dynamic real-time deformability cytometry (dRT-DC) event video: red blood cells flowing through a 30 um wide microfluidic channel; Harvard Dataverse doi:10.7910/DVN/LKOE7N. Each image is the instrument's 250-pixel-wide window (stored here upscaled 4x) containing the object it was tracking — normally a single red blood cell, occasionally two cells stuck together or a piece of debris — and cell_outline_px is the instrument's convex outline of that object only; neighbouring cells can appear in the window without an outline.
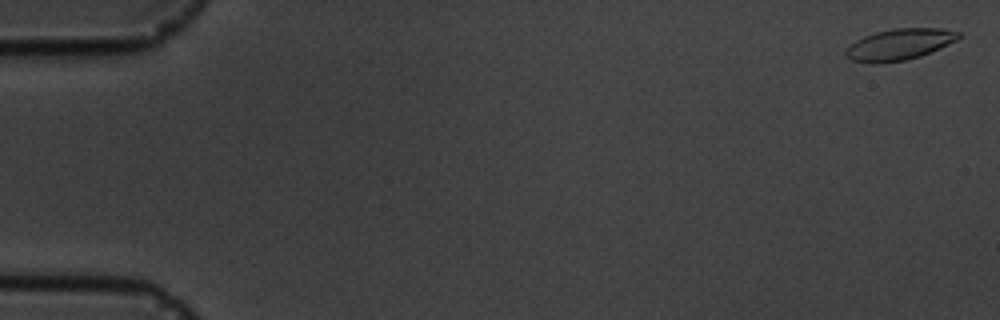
{"species": "common noctule bat (a hibernating species)", "species_latin": "Nyctalus noctula", "temperature_condition": "cold", "stored_images_in_passage": 6, "camera_frame_rate_fps": 3000, "um_per_image_px": 0.085, "animal": {"sex": "male", "body_mass_g": 19.5, "forearm_length_mm": 54.6}, "frame": {"image": 1, "passage_image": 1, "time_ms": 0.0, "image_size_px": [1000, 320], "cell_outline_px": [[960, 36], [956, 40], [948, 44], [920, 56], [904, 60], [880, 64], [872, 64], [852, 60], [844, 52], [856, 40], [864, 36], [876, 32], [896, 28], [940, 28], [960, 32]], "centroid_in_image_um": [76.44, 3.78], "position_along_channel_um": 8.6, "area_um2": 20.29}}
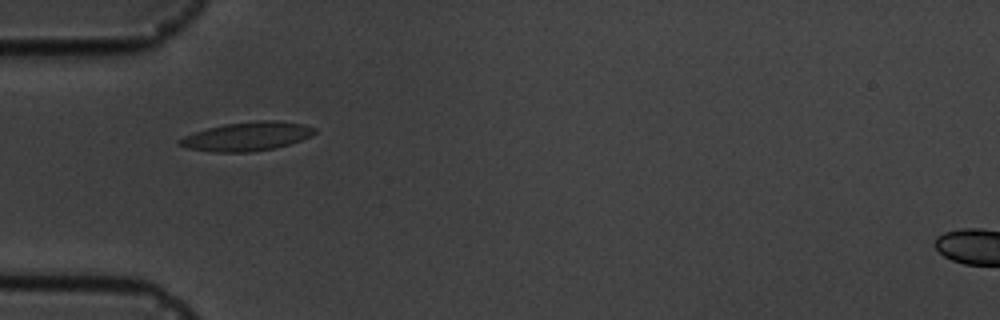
{"frame": {"image": 2, "passage_image": 5, "time_ms": 5.667, "image_size_px": [1000, 320], "cell_outline_px": [[316, 132], [312, 136], [276, 148], [248, 152], [216, 152], [188, 148], [176, 144], [176, 140], [184, 136], [208, 128], [224, 124], [256, 120], [276, 120], [304, 124], [316, 128]], "centroid_in_image_um": [21.0, 11.59], "position_along_channel_um": 64.0, "area_um2": 22.72}}
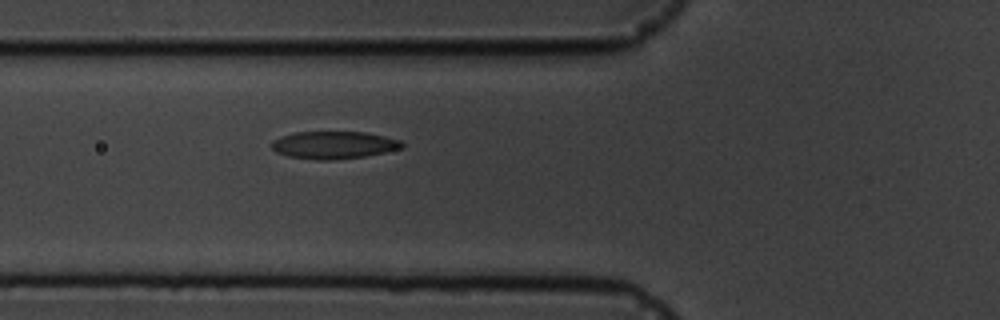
{"frame": {"image": 3, "passage_image": 6, "time_ms": 6.667, "image_size_px": [1000, 320], "cell_outline_px": [[404, 148], [364, 156], [332, 160], [316, 160], [288, 156], [276, 152], [272, 148], [272, 140], [280, 136], [292, 132], [364, 132], [384, 136], [400, 140], [404, 144]], "centroid_in_image_um": [28.35, 12.32], "position_along_channel_um": 97.5, "area_um2": 20.92}}